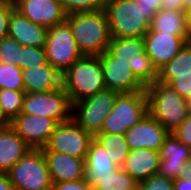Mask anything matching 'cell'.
<instances>
[{
  "instance_id": "cell-1",
  "label": "cell",
  "mask_w": 191,
  "mask_h": 190,
  "mask_svg": "<svg viewBox=\"0 0 191 190\" xmlns=\"http://www.w3.org/2000/svg\"><path fill=\"white\" fill-rule=\"evenodd\" d=\"M66 21L83 56H100L111 42L109 23L102 9L66 15Z\"/></svg>"
},
{
  "instance_id": "cell-2",
  "label": "cell",
  "mask_w": 191,
  "mask_h": 190,
  "mask_svg": "<svg viewBox=\"0 0 191 190\" xmlns=\"http://www.w3.org/2000/svg\"><path fill=\"white\" fill-rule=\"evenodd\" d=\"M112 38H141L149 30L155 16L152 10H143L135 0H104Z\"/></svg>"
},
{
  "instance_id": "cell-3",
  "label": "cell",
  "mask_w": 191,
  "mask_h": 190,
  "mask_svg": "<svg viewBox=\"0 0 191 190\" xmlns=\"http://www.w3.org/2000/svg\"><path fill=\"white\" fill-rule=\"evenodd\" d=\"M148 100V113L169 133L178 128L189 115L188 101L170 84L158 79L145 86Z\"/></svg>"
},
{
  "instance_id": "cell-4",
  "label": "cell",
  "mask_w": 191,
  "mask_h": 190,
  "mask_svg": "<svg viewBox=\"0 0 191 190\" xmlns=\"http://www.w3.org/2000/svg\"><path fill=\"white\" fill-rule=\"evenodd\" d=\"M61 80L71 104L106 89L98 56H82L61 74Z\"/></svg>"
},
{
  "instance_id": "cell-5",
  "label": "cell",
  "mask_w": 191,
  "mask_h": 190,
  "mask_svg": "<svg viewBox=\"0 0 191 190\" xmlns=\"http://www.w3.org/2000/svg\"><path fill=\"white\" fill-rule=\"evenodd\" d=\"M148 113L146 91L121 93L104 120L101 132L125 135L129 128L139 123Z\"/></svg>"
},
{
  "instance_id": "cell-6",
  "label": "cell",
  "mask_w": 191,
  "mask_h": 190,
  "mask_svg": "<svg viewBox=\"0 0 191 190\" xmlns=\"http://www.w3.org/2000/svg\"><path fill=\"white\" fill-rule=\"evenodd\" d=\"M7 174L15 190H51L52 188L42 149H30Z\"/></svg>"
},
{
  "instance_id": "cell-7",
  "label": "cell",
  "mask_w": 191,
  "mask_h": 190,
  "mask_svg": "<svg viewBox=\"0 0 191 190\" xmlns=\"http://www.w3.org/2000/svg\"><path fill=\"white\" fill-rule=\"evenodd\" d=\"M120 93L104 89L72 104V119L93 137L101 132L104 120Z\"/></svg>"
},
{
  "instance_id": "cell-8",
  "label": "cell",
  "mask_w": 191,
  "mask_h": 190,
  "mask_svg": "<svg viewBox=\"0 0 191 190\" xmlns=\"http://www.w3.org/2000/svg\"><path fill=\"white\" fill-rule=\"evenodd\" d=\"M44 48L47 61L61 74L83 56L66 20L48 29Z\"/></svg>"
},
{
  "instance_id": "cell-9",
  "label": "cell",
  "mask_w": 191,
  "mask_h": 190,
  "mask_svg": "<svg viewBox=\"0 0 191 190\" xmlns=\"http://www.w3.org/2000/svg\"><path fill=\"white\" fill-rule=\"evenodd\" d=\"M22 113L49 117L62 123L72 118V104L61 86L51 92L25 93Z\"/></svg>"
},
{
  "instance_id": "cell-10",
  "label": "cell",
  "mask_w": 191,
  "mask_h": 190,
  "mask_svg": "<svg viewBox=\"0 0 191 190\" xmlns=\"http://www.w3.org/2000/svg\"><path fill=\"white\" fill-rule=\"evenodd\" d=\"M94 137L79 126L72 118L58 123L43 152H58L86 159L88 148Z\"/></svg>"
},
{
  "instance_id": "cell-11",
  "label": "cell",
  "mask_w": 191,
  "mask_h": 190,
  "mask_svg": "<svg viewBox=\"0 0 191 190\" xmlns=\"http://www.w3.org/2000/svg\"><path fill=\"white\" fill-rule=\"evenodd\" d=\"M106 89L121 93L144 91L145 86L136 78L128 60L113 57L107 50L99 56Z\"/></svg>"
},
{
  "instance_id": "cell-12",
  "label": "cell",
  "mask_w": 191,
  "mask_h": 190,
  "mask_svg": "<svg viewBox=\"0 0 191 190\" xmlns=\"http://www.w3.org/2000/svg\"><path fill=\"white\" fill-rule=\"evenodd\" d=\"M57 124L49 117L21 112L11 122V127L32 149H42L47 145Z\"/></svg>"
},
{
  "instance_id": "cell-13",
  "label": "cell",
  "mask_w": 191,
  "mask_h": 190,
  "mask_svg": "<svg viewBox=\"0 0 191 190\" xmlns=\"http://www.w3.org/2000/svg\"><path fill=\"white\" fill-rule=\"evenodd\" d=\"M143 38L146 55L151 59L157 71L171 61L188 42L180 35L153 30H148Z\"/></svg>"
},
{
  "instance_id": "cell-14",
  "label": "cell",
  "mask_w": 191,
  "mask_h": 190,
  "mask_svg": "<svg viewBox=\"0 0 191 190\" xmlns=\"http://www.w3.org/2000/svg\"><path fill=\"white\" fill-rule=\"evenodd\" d=\"M169 132L149 113L125 133L130 150L147 148L159 151Z\"/></svg>"
},
{
  "instance_id": "cell-15",
  "label": "cell",
  "mask_w": 191,
  "mask_h": 190,
  "mask_svg": "<svg viewBox=\"0 0 191 190\" xmlns=\"http://www.w3.org/2000/svg\"><path fill=\"white\" fill-rule=\"evenodd\" d=\"M14 7L27 19L47 29L66 20L60 0H18Z\"/></svg>"
},
{
  "instance_id": "cell-16",
  "label": "cell",
  "mask_w": 191,
  "mask_h": 190,
  "mask_svg": "<svg viewBox=\"0 0 191 190\" xmlns=\"http://www.w3.org/2000/svg\"><path fill=\"white\" fill-rule=\"evenodd\" d=\"M158 152L160 156L158 174L172 180L179 179L183 164L191 157V148L170 133Z\"/></svg>"
},
{
  "instance_id": "cell-17",
  "label": "cell",
  "mask_w": 191,
  "mask_h": 190,
  "mask_svg": "<svg viewBox=\"0 0 191 190\" xmlns=\"http://www.w3.org/2000/svg\"><path fill=\"white\" fill-rule=\"evenodd\" d=\"M44 157L52 183L84 179L85 159L58 152H44Z\"/></svg>"
},
{
  "instance_id": "cell-18",
  "label": "cell",
  "mask_w": 191,
  "mask_h": 190,
  "mask_svg": "<svg viewBox=\"0 0 191 190\" xmlns=\"http://www.w3.org/2000/svg\"><path fill=\"white\" fill-rule=\"evenodd\" d=\"M48 29L33 23L15 8L8 20V36L22 46L44 47Z\"/></svg>"
},
{
  "instance_id": "cell-19",
  "label": "cell",
  "mask_w": 191,
  "mask_h": 190,
  "mask_svg": "<svg viewBox=\"0 0 191 190\" xmlns=\"http://www.w3.org/2000/svg\"><path fill=\"white\" fill-rule=\"evenodd\" d=\"M22 79L25 93L51 92L62 86L61 73L49 62L22 69Z\"/></svg>"
},
{
  "instance_id": "cell-20",
  "label": "cell",
  "mask_w": 191,
  "mask_h": 190,
  "mask_svg": "<svg viewBox=\"0 0 191 190\" xmlns=\"http://www.w3.org/2000/svg\"><path fill=\"white\" fill-rule=\"evenodd\" d=\"M122 168L137 182H142L159 173V152L147 148L130 150Z\"/></svg>"
},
{
  "instance_id": "cell-21",
  "label": "cell",
  "mask_w": 191,
  "mask_h": 190,
  "mask_svg": "<svg viewBox=\"0 0 191 190\" xmlns=\"http://www.w3.org/2000/svg\"><path fill=\"white\" fill-rule=\"evenodd\" d=\"M30 149L11 126L0 128V173L7 174Z\"/></svg>"
},
{
  "instance_id": "cell-22",
  "label": "cell",
  "mask_w": 191,
  "mask_h": 190,
  "mask_svg": "<svg viewBox=\"0 0 191 190\" xmlns=\"http://www.w3.org/2000/svg\"><path fill=\"white\" fill-rule=\"evenodd\" d=\"M117 168L106 149L93 138L85 159L84 180L94 186L96 177L109 176Z\"/></svg>"
},
{
  "instance_id": "cell-23",
  "label": "cell",
  "mask_w": 191,
  "mask_h": 190,
  "mask_svg": "<svg viewBox=\"0 0 191 190\" xmlns=\"http://www.w3.org/2000/svg\"><path fill=\"white\" fill-rule=\"evenodd\" d=\"M149 30L180 35L188 42L191 41L187 31L186 14L181 10L159 9L151 20Z\"/></svg>"
},
{
  "instance_id": "cell-24",
  "label": "cell",
  "mask_w": 191,
  "mask_h": 190,
  "mask_svg": "<svg viewBox=\"0 0 191 190\" xmlns=\"http://www.w3.org/2000/svg\"><path fill=\"white\" fill-rule=\"evenodd\" d=\"M191 76V41L158 71V80L170 84L177 77Z\"/></svg>"
},
{
  "instance_id": "cell-25",
  "label": "cell",
  "mask_w": 191,
  "mask_h": 190,
  "mask_svg": "<svg viewBox=\"0 0 191 190\" xmlns=\"http://www.w3.org/2000/svg\"><path fill=\"white\" fill-rule=\"evenodd\" d=\"M94 139L106 149L113 163L122 168L130 152L125 135L99 132Z\"/></svg>"
},
{
  "instance_id": "cell-26",
  "label": "cell",
  "mask_w": 191,
  "mask_h": 190,
  "mask_svg": "<svg viewBox=\"0 0 191 190\" xmlns=\"http://www.w3.org/2000/svg\"><path fill=\"white\" fill-rule=\"evenodd\" d=\"M107 51L115 58L135 59L146 53L144 38H112Z\"/></svg>"
},
{
  "instance_id": "cell-27",
  "label": "cell",
  "mask_w": 191,
  "mask_h": 190,
  "mask_svg": "<svg viewBox=\"0 0 191 190\" xmlns=\"http://www.w3.org/2000/svg\"><path fill=\"white\" fill-rule=\"evenodd\" d=\"M137 182L123 168H117L113 174L105 177H96L94 190H138Z\"/></svg>"
},
{
  "instance_id": "cell-28",
  "label": "cell",
  "mask_w": 191,
  "mask_h": 190,
  "mask_svg": "<svg viewBox=\"0 0 191 190\" xmlns=\"http://www.w3.org/2000/svg\"><path fill=\"white\" fill-rule=\"evenodd\" d=\"M24 97V90L0 89V105L11 122L22 112Z\"/></svg>"
},
{
  "instance_id": "cell-29",
  "label": "cell",
  "mask_w": 191,
  "mask_h": 190,
  "mask_svg": "<svg viewBox=\"0 0 191 190\" xmlns=\"http://www.w3.org/2000/svg\"><path fill=\"white\" fill-rule=\"evenodd\" d=\"M129 67L136 78L147 86L158 79V71L153 66L151 59L145 54L135 59L128 60Z\"/></svg>"
},
{
  "instance_id": "cell-30",
  "label": "cell",
  "mask_w": 191,
  "mask_h": 190,
  "mask_svg": "<svg viewBox=\"0 0 191 190\" xmlns=\"http://www.w3.org/2000/svg\"><path fill=\"white\" fill-rule=\"evenodd\" d=\"M24 90L22 68L16 64L0 65V89Z\"/></svg>"
},
{
  "instance_id": "cell-31",
  "label": "cell",
  "mask_w": 191,
  "mask_h": 190,
  "mask_svg": "<svg viewBox=\"0 0 191 190\" xmlns=\"http://www.w3.org/2000/svg\"><path fill=\"white\" fill-rule=\"evenodd\" d=\"M47 56L44 47L22 46L20 55V67L31 68L47 64Z\"/></svg>"
},
{
  "instance_id": "cell-32",
  "label": "cell",
  "mask_w": 191,
  "mask_h": 190,
  "mask_svg": "<svg viewBox=\"0 0 191 190\" xmlns=\"http://www.w3.org/2000/svg\"><path fill=\"white\" fill-rule=\"evenodd\" d=\"M22 45L10 36L0 40V60L2 63L16 64L20 66V55Z\"/></svg>"
},
{
  "instance_id": "cell-33",
  "label": "cell",
  "mask_w": 191,
  "mask_h": 190,
  "mask_svg": "<svg viewBox=\"0 0 191 190\" xmlns=\"http://www.w3.org/2000/svg\"><path fill=\"white\" fill-rule=\"evenodd\" d=\"M66 15L78 12H93L103 8L104 0H60Z\"/></svg>"
},
{
  "instance_id": "cell-34",
  "label": "cell",
  "mask_w": 191,
  "mask_h": 190,
  "mask_svg": "<svg viewBox=\"0 0 191 190\" xmlns=\"http://www.w3.org/2000/svg\"><path fill=\"white\" fill-rule=\"evenodd\" d=\"M138 190H174V180L159 174L153 175L139 182Z\"/></svg>"
},
{
  "instance_id": "cell-35",
  "label": "cell",
  "mask_w": 191,
  "mask_h": 190,
  "mask_svg": "<svg viewBox=\"0 0 191 190\" xmlns=\"http://www.w3.org/2000/svg\"><path fill=\"white\" fill-rule=\"evenodd\" d=\"M14 4L6 0H0V40L8 35V20Z\"/></svg>"
},
{
  "instance_id": "cell-36",
  "label": "cell",
  "mask_w": 191,
  "mask_h": 190,
  "mask_svg": "<svg viewBox=\"0 0 191 190\" xmlns=\"http://www.w3.org/2000/svg\"><path fill=\"white\" fill-rule=\"evenodd\" d=\"M171 134L181 143L191 148V114Z\"/></svg>"
},
{
  "instance_id": "cell-37",
  "label": "cell",
  "mask_w": 191,
  "mask_h": 190,
  "mask_svg": "<svg viewBox=\"0 0 191 190\" xmlns=\"http://www.w3.org/2000/svg\"><path fill=\"white\" fill-rule=\"evenodd\" d=\"M170 86L187 101L191 100V76L177 77Z\"/></svg>"
},
{
  "instance_id": "cell-38",
  "label": "cell",
  "mask_w": 191,
  "mask_h": 190,
  "mask_svg": "<svg viewBox=\"0 0 191 190\" xmlns=\"http://www.w3.org/2000/svg\"><path fill=\"white\" fill-rule=\"evenodd\" d=\"M51 190H94V187L83 179L78 181L52 183Z\"/></svg>"
},
{
  "instance_id": "cell-39",
  "label": "cell",
  "mask_w": 191,
  "mask_h": 190,
  "mask_svg": "<svg viewBox=\"0 0 191 190\" xmlns=\"http://www.w3.org/2000/svg\"><path fill=\"white\" fill-rule=\"evenodd\" d=\"M143 10H152L155 14L161 9L163 0H135Z\"/></svg>"
},
{
  "instance_id": "cell-40",
  "label": "cell",
  "mask_w": 191,
  "mask_h": 190,
  "mask_svg": "<svg viewBox=\"0 0 191 190\" xmlns=\"http://www.w3.org/2000/svg\"><path fill=\"white\" fill-rule=\"evenodd\" d=\"M183 0H163L161 9L165 10H181Z\"/></svg>"
},
{
  "instance_id": "cell-41",
  "label": "cell",
  "mask_w": 191,
  "mask_h": 190,
  "mask_svg": "<svg viewBox=\"0 0 191 190\" xmlns=\"http://www.w3.org/2000/svg\"><path fill=\"white\" fill-rule=\"evenodd\" d=\"M174 190H191V179H176L174 180Z\"/></svg>"
},
{
  "instance_id": "cell-42",
  "label": "cell",
  "mask_w": 191,
  "mask_h": 190,
  "mask_svg": "<svg viewBox=\"0 0 191 190\" xmlns=\"http://www.w3.org/2000/svg\"><path fill=\"white\" fill-rule=\"evenodd\" d=\"M0 190H15L6 173H0Z\"/></svg>"
},
{
  "instance_id": "cell-43",
  "label": "cell",
  "mask_w": 191,
  "mask_h": 190,
  "mask_svg": "<svg viewBox=\"0 0 191 190\" xmlns=\"http://www.w3.org/2000/svg\"><path fill=\"white\" fill-rule=\"evenodd\" d=\"M179 178L191 179V157L183 164Z\"/></svg>"
},
{
  "instance_id": "cell-44",
  "label": "cell",
  "mask_w": 191,
  "mask_h": 190,
  "mask_svg": "<svg viewBox=\"0 0 191 190\" xmlns=\"http://www.w3.org/2000/svg\"><path fill=\"white\" fill-rule=\"evenodd\" d=\"M11 126V121L5 116L2 106L0 105V128Z\"/></svg>"
},
{
  "instance_id": "cell-45",
  "label": "cell",
  "mask_w": 191,
  "mask_h": 190,
  "mask_svg": "<svg viewBox=\"0 0 191 190\" xmlns=\"http://www.w3.org/2000/svg\"><path fill=\"white\" fill-rule=\"evenodd\" d=\"M182 11L185 14L191 11V0H183Z\"/></svg>"
},
{
  "instance_id": "cell-46",
  "label": "cell",
  "mask_w": 191,
  "mask_h": 190,
  "mask_svg": "<svg viewBox=\"0 0 191 190\" xmlns=\"http://www.w3.org/2000/svg\"><path fill=\"white\" fill-rule=\"evenodd\" d=\"M187 31L191 38V11L186 14Z\"/></svg>"
},
{
  "instance_id": "cell-47",
  "label": "cell",
  "mask_w": 191,
  "mask_h": 190,
  "mask_svg": "<svg viewBox=\"0 0 191 190\" xmlns=\"http://www.w3.org/2000/svg\"><path fill=\"white\" fill-rule=\"evenodd\" d=\"M189 114H191V100L188 101Z\"/></svg>"
},
{
  "instance_id": "cell-48",
  "label": "cell",
  "mask_w": 191,
  "mask_h": 190,
  "mask_svg": "<svg viewBox=\"0 0 191 190\" xmlns=\"http://www.w3.org/2000/svg\"><path fill=\"white\" fill-rule=\"evenodd\" d=\"M6 1H9L12 4H15L18 0H6Z\"/></svg>"
}]
</instances>
